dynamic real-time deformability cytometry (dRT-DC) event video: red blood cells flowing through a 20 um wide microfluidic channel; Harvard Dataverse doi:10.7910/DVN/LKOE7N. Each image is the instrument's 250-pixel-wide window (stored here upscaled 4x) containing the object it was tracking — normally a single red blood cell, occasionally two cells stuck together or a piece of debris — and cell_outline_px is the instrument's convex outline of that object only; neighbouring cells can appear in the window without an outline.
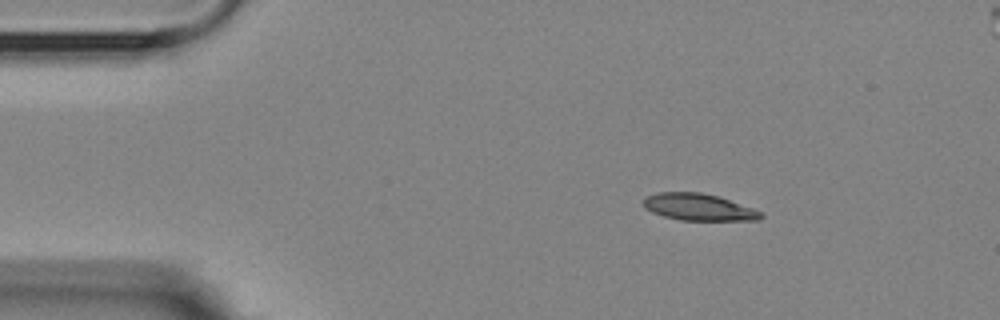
{"species": "Egyptian fruit bat (a non-hibernating species)", "species_latin": "Rousettus aegyptiacus", "temperature_condition": "room temperature", "stored_images_in_passage": 29, "camera_frame_rate_fps": 3000, "um_per_image_px": 0.085, "animal": {"sex": "female"}, "frame": {"image": 1, "passage_image": 1, "time_ms": 0.0, "image_size_px": [1000, 320], "cell_outline_px": [[764, 216], [760, 220], [680, 220], [664, 216], [652, 212], [644, 208], [640, 200], [644, 196], [656, 192], [700, 192], [720, 196], [752, 208], [760, 212]], "centroid_in_image_um": [59.32, 17.59], "position_along_channel_um": 25.7, "area_um2": 18.61}}
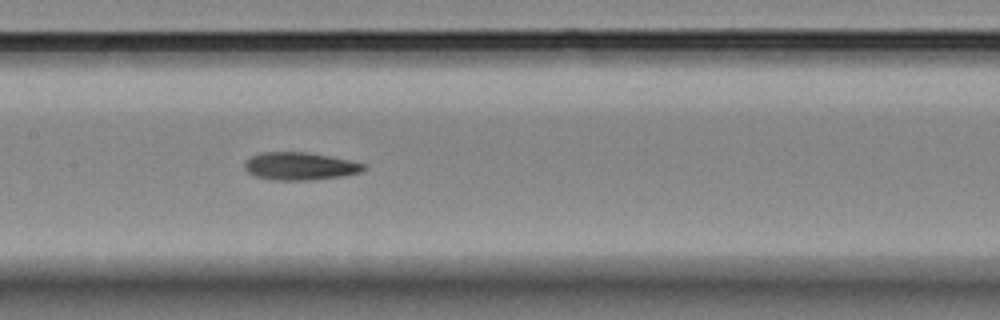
{"frame": {"image": 2, "passage_image": 19, "time_ms": 6.0, "image_size_px": [1000, 320], "cell_outline_px": [[368, 168], [360, 172], [340, 176], [312, 180], [276, 180], [256, 176], [248, 172], [244, 168], [244, 164], [252, 156], [260, 152], [308, 152], [348, 160], [364, 164]], "centroid_in_image_um": [25.49, 14.12], "position_along_channel_um": 181.9, "area_um2": 19.02}}
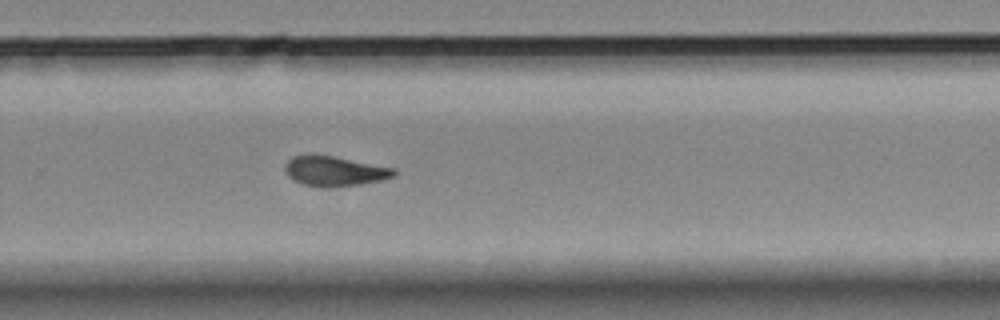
{"frame": {"image": 3, "passage_image": 29, "time_ms": 9.333, "image_size_px": [1000, 320], "cell_outline_px": [[396, 176], [380, 180], [356, 184], [304, 184], [288, 176], [284, 168], [284, 164], [292, 156], [304, 152], [312, 152], [396, 168]], "centroid_in_image_um": [28.4, 14.45], "position_along_channel_um": 301.4, "area_um2": 18.55}}